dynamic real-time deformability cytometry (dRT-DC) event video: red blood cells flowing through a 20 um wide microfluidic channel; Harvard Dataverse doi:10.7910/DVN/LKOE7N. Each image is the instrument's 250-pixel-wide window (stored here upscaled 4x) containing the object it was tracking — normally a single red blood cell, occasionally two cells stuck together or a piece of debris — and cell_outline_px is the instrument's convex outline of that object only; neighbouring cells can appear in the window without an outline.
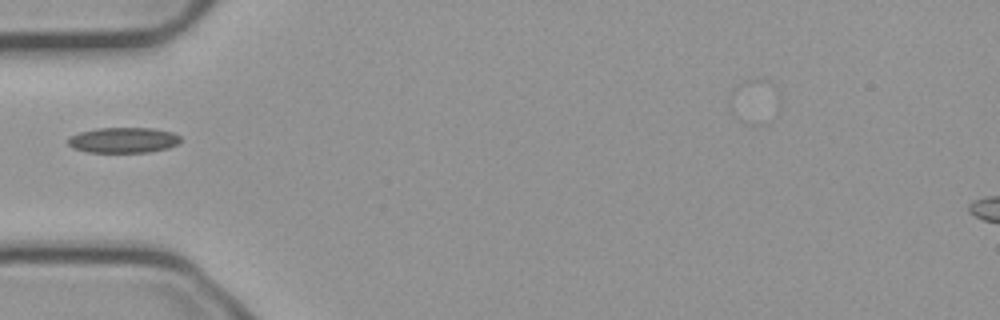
{"species": "common noctule bat (a hibernating species)", "species_latin": "Nyctalus noctula", "temperature_condition": "cold", "stored_images_in_passage": 4, "camera_frame_rate_fps": 3000, "um_per_image_px": 0.085, "animal": {"sex": "male", "body_mass_g": 23.1, "forearm_length_mm": 52.7}, "frame": {"image": 1, "passage_image": 1, "time_ms": 0.0, "image_size_px": [1000, 320], "cell_outline_px": [[180, 140], [176, 144], [168, 148], [148, 152], [88, 152], [72, 148], [68, 144], [68, 136], [80, 132], [96, 128], [152, 128], [172, 132], [180, 136]], "centroid_in_image_um": [10.45, 11.91], "position_along_channel_um": 74.6, "area_um2": 16.7}}